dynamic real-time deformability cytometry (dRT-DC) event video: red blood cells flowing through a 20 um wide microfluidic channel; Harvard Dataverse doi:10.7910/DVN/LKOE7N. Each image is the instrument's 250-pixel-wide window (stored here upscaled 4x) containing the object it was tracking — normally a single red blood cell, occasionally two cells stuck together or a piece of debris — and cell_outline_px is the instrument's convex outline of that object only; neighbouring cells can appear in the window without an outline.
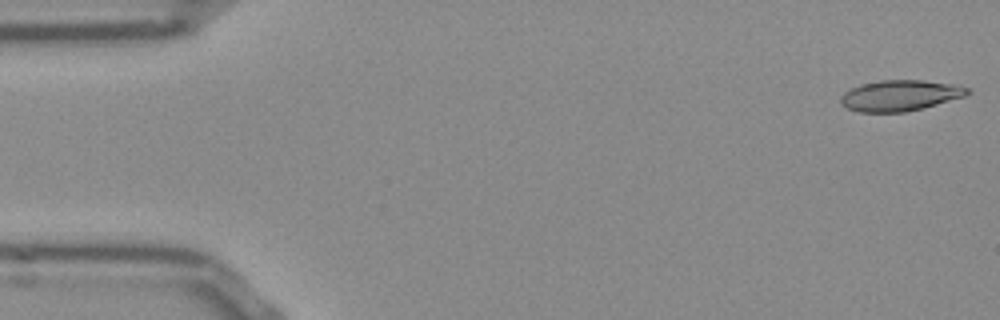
{"species": "Egyptian fruit bat (a non-hibernating species)", "species_latin": "Rousettus aegyptiacus", "temperature_condition": "room temperature", "stored_images_in_passage": 52, "camera_frame_rate_fps": 3000, "um_per_image_px": 0.085, "frame": {"image": 1, "passage_image": 1, "time_ms": 0.0, "image_size_px": [1000, 320], "cell_outline_px": [[972, 92], [964, 96], [924, 108], [904, 112], [860, 112], [848, 108], [840, 104], [840, 96], [844, 92], [860, 84], [880, 80], [924, 80], [952, 84], [968, 88]], "centroid_in_image_um": [76.48, 8.12], "position_along_channel_um": 8.5, "area_um2": 22.77}}
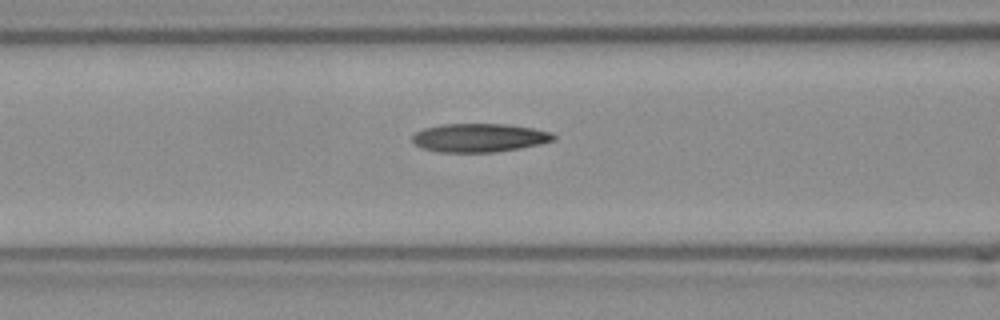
{"frame": {"image": 2, "passage_image": 20, "time_ms": 6.333, "image_size_px": [1000, 320], "cell_outline_px": [[556, 140], [540, 144], [520, 148], [496, 152], [436, 152], [420, 148], [412, 140], [412, 136], [416, 132], [424, 128], [440, 124], [504, 124], [532, 128], [552, 132], [556, 136]], "centroid_in_image_um": [40.74, 11.71], "position_along_channel_um": 125.9, "area_um2": 23.64}}
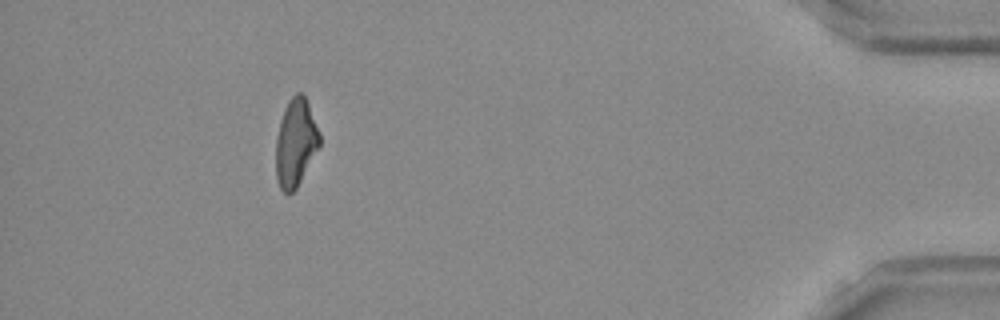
{"frame": {"image": 3, "passage_image": 47, "time_ms": 15.333, "image_size_px": [1000, 320], "cell_outline_px": [[320, 144], [296, 188], [292, 192], [284, 192], [280, 188], [276, 176], [276, 136], [280, 120], [284, 108], [288, 100], [296, 92], [300, 92], [304, 96], [308, 104], [320, 132]], "centroid_in_image_um": [25.11, 12.09], "position_along_channel_um": 410.1, "area_um2": 22.08}, "authors_computed_cell_mechanics": {"area_um2": 23.12, "velocity_mm_per_s": 3.8595, "shape_relaxation_time_tau1_ms": null, "shape_relaxation_time_tau2_ms": 8.2303, "deformation_change_tau1": null, "deformation_change_tau2": 0.2093}}